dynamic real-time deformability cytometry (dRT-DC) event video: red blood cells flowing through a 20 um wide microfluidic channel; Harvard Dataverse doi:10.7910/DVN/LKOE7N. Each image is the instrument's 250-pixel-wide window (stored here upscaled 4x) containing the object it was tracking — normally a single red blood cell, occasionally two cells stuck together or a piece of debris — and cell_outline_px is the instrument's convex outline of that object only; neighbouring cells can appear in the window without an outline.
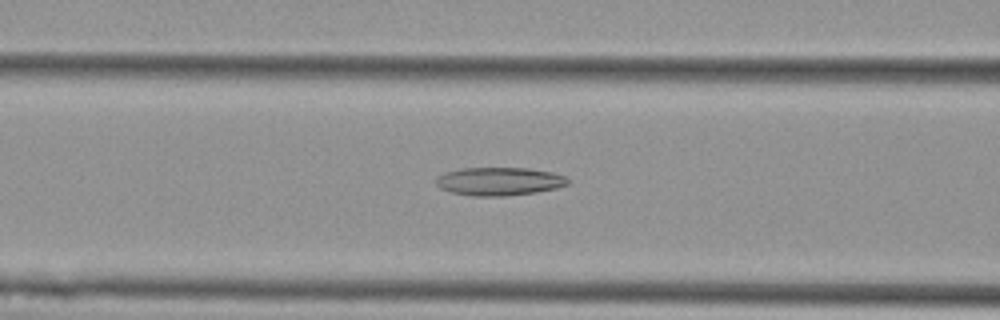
{"species": "Egyptian fruit bat (a non-hibernating species)", "species_latin": "Rousettus aegyptiacus", "temperature_condition": "cold", "stored_images_in_passage": 54, "camera_frame_rate_fps": 3000, "um_per_image_px": 0.085, "animal": {"sex": "female"}, "frame": {"image": 1, "passage_image": 22, "time_ms": 7.0, "image_size_px": [1000, 320], "cell_outline_px": [[568, 184], [556, 188], [536, 192], [504, 196], [472, 196], [452, 192], [440, 188], [436, 184], [436, 176], [444, 172], [460, 168], [528, 168], [552, 172], [564, 176], [568, 180]], "centroid_in_image_um": [42.39, 15.41], "position_along_channel_um": 124.2, "area_um2": 21.68}}
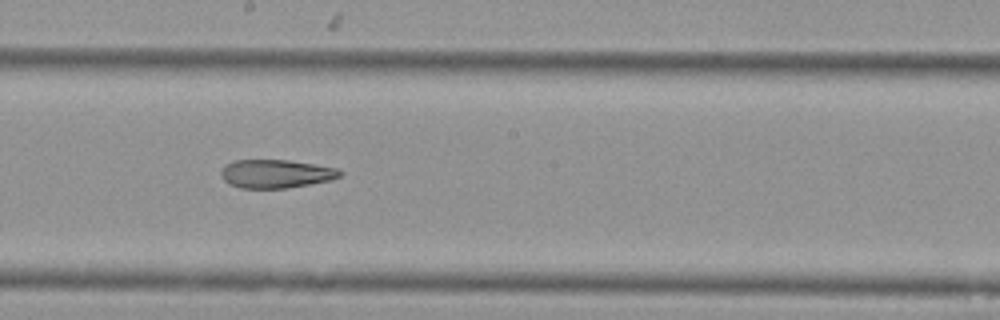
{"frame": {"image": 2, "passage_image": 30, "time_ms": 9.667, "image_size_px": [1000, 320], "cell_outline_px": [[344, 172], [340, 176], [332, 180], [288, 188], [240, 188], [228, 184], [220, 176], [220, 172], [224, 164], [232, 160], [288, 160], [316, 164], [336, 168]], "centroid_in_image_um": [23.43, 14.77], "position_along_channel_um": 224.8, "area_um2": 20.0}}
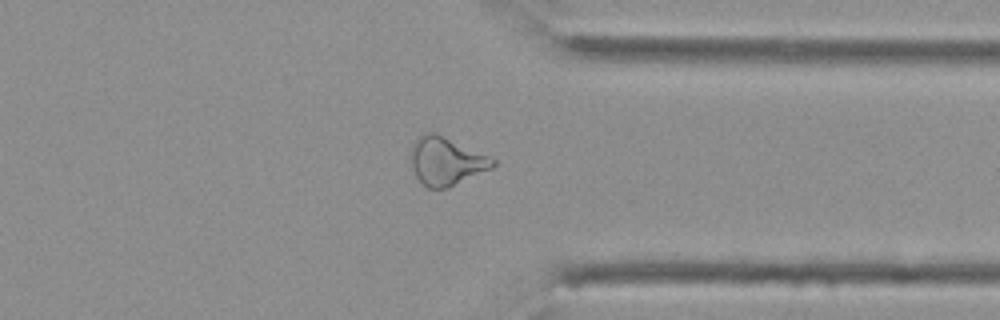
{"frame": {"image": 3, "passage_image": 42, "time_ms": 13.667, "image_size_px": [1000, 320], "cell_outline_px": [[496, 164], [492, 168], [448, 188], [428, 188], [416, 176], [408, 160], [412, 144], [424, 132], [436, 132], [488, 156], [496, 160]], "centroid_in_image_um": [37.88, 13.69], "position_along_channel_um": 373.5, "area_um2": 23.0}, "authors_computed_cell_mechanics": {"area_um2": 24.9407, "velocity_mm_per_s": 3.7758, "shape_relaxation_time_tau1_ms": null, "shape_relaxation_time_tau2_ms": 5.3133, "deformation_change_tau1": null, "deformation_change_tau2": 0.1584}}